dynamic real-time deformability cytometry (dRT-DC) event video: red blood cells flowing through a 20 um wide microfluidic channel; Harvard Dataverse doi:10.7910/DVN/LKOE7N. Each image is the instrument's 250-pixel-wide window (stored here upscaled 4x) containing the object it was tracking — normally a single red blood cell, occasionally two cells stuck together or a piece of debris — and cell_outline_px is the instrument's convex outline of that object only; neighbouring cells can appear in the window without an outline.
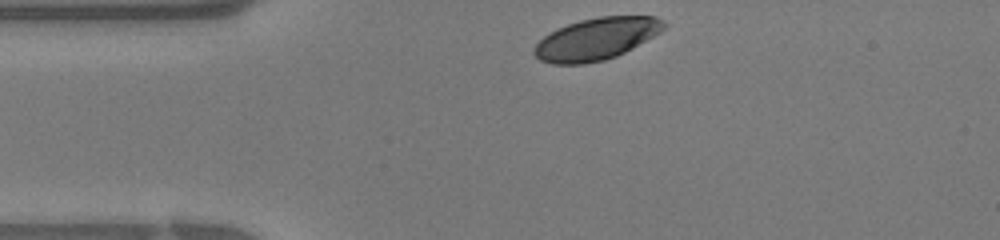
{"species": "human", "species_latin": "Homo sapiens", "temperature_condition": "warm", "stored_images_in_passage": 25, "camera_frame_rate_fps": 3000, "um_per_image_px": 0.085, "donor": {"sex": "female"}, "frame": {"image": 1, "passage_image": 1, "time_ms": 0.0, "image_size_px": [1000, 240], "cell_outline_px": [[668, 24], [660, 32], [632, 48], [616, 56], [604, 60], [584, 64], [552, 64], [540, 60], [532, 52], [532, 48], [544, 36], [556, 28], [580, 20], [600, 16], [656, 16], [664, 20]], "centroid_in_image_um": [50.68, 3.3], "position_along_channel_um": 34.3, "area_um2": 31.79}}
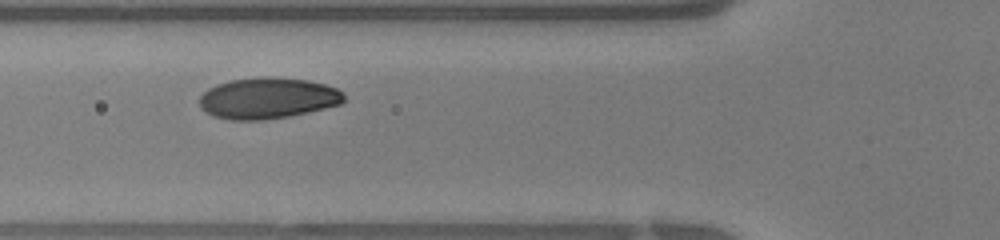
{"frame": {"image": 2, "passage_image": 7, "time_ms": 2.0, "image_size_px": [1000, 240], "cell_outline_px": [[344, 100], [340, 104], [308, 112], [288, 116], [264, 120], [228, 120], [212, 116], [200, 108], [200, 96], [208, 88], [216, 84], [232, 80], [260, 76], [268, 76], [308, 80], [324, 84], [336, 88], [344, 92]], "centroid_in_image_um": [22.73, 8.34], "position_along_channel_um": 103.1, "area_um2": 34.8}}
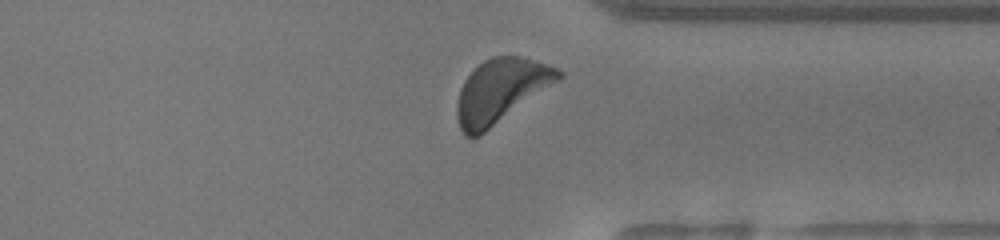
{"frame": {"image": 3, "passage_image": 23, "time_ms": 7.333, "image_size_px": [1000, 240], "cell_outline_px": [[564, 76], [560, 80], [480, 136], [464, 136], [460, 128], [456, 116], [456, 104], [460, 88], [464, 80], [484, 60], [492, 56], [520, 56], [556, 68], [564, 72]], "centroid_in_image_um": [42.55, 7.74], "position_along_channel_um": 368.8, "area_um2": 37.57}}